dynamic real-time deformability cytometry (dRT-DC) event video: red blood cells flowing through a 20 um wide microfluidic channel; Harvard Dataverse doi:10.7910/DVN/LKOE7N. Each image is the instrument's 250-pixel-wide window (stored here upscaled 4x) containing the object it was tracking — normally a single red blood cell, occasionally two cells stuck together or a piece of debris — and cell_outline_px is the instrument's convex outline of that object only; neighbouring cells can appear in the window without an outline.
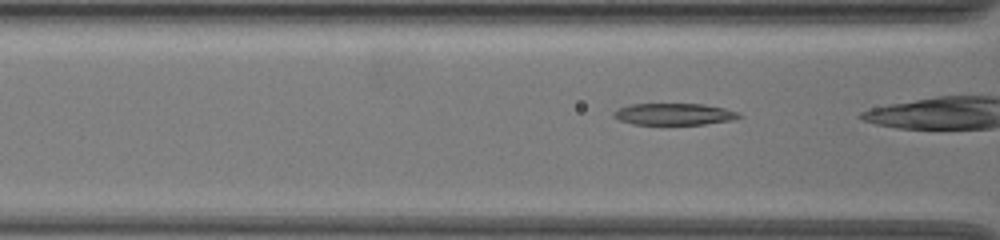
{"species": "common noctule bat (a hibernating species)", "species_latin": "Nyctalus noctula", "temperature_condition": "warm", "stored_images_in_passage": 45, "camera_frame_rate_fps": 3000, "um_per_image_px": 0.085, "animal": {"sex": "female", "body_mass_g": 19.5, "forearm_length_mm": 54.1}, "frame": {"image": 1, "passage_image": 26, "time_ms": 8.333, "image_size_px": [1000, 240], "cell_outline_px": [[744, 116], [732, 120], [704, 124], [632, 124], [620, 120], [612, 116], [612, 112], [620, 108], [632, 104], [704, 104], [724, 108], [740, 112]], "centroid_in_image_um": [57.33, 9.7], "position_along_channel_um": 109.3, "area_um2": 15.84}}